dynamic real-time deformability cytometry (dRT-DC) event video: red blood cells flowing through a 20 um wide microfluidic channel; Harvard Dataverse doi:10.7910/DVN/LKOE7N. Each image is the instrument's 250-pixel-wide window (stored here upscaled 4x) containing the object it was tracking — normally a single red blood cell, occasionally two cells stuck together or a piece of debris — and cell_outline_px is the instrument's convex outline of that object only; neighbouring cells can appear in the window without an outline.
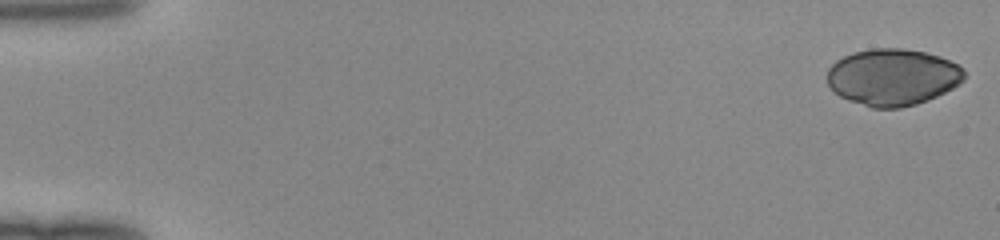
{"species": "human", "species_latin": "Homo sapiens", "temperature_condition": "room temperature", "stored_images_in_passage": 49, "camera_frame_rate_fps": 3000, "um_per_image_px": 0.085, "donor": {"sex": "female"}, "frame": {"image": 1, "passage_image": 1, "time_ms": 0.0, "image_size_px": [1000, 240], "cell_outline_px": [[964, 80], [960, 84], [928, 100], [916, 104], [900, 108], [872, 108], [848, 100], [840, 96], [828, 84], [828, 68], [836, 60], [852, 52], [872, 48], [904, 48], [924, 52], [940, 56], [960, 64], [964, 68]], "centroid_in_image_um": [75.9, 6.54], "position_along_channel_um": 9.1, "area_um2": 45.55}}
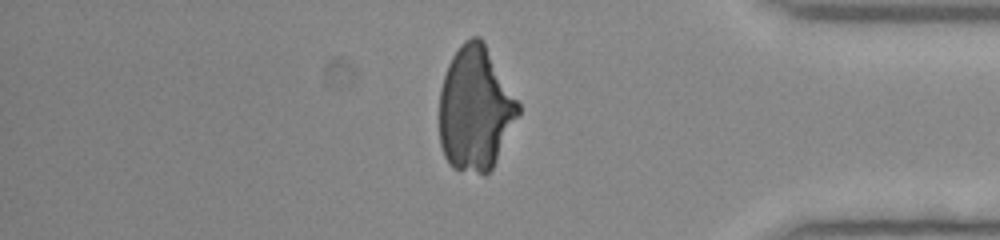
{"frame": {"image": 2, "passage_image": 42, "time_ms": 13.667, "image_size_px": [1000, 240], "cell_outline_px": [[520, 112], [492, 168], [484, 176], [452, 168], [444, 156], [440, 144], [440, 88], [448, 64], [452, 56], [460, 44], [464, 40], [472, 36], [480, 36], [484, 40], [520, 104]], "centroid_in_image_um": [40.4, 9.23], "position_along_channel_um": 394.8, "area_um2": 57.4}}
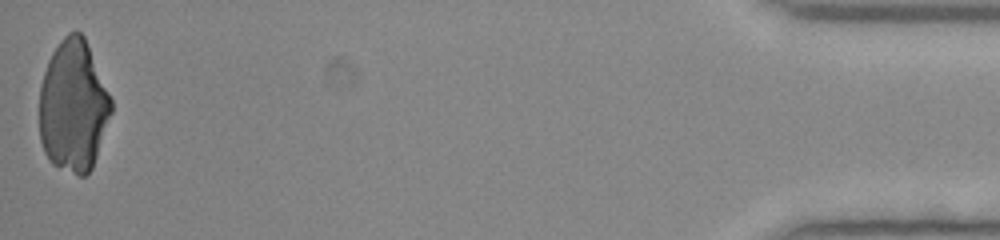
{"frame": {"image": 3, "passage_image": 49, "time_ms": 16.0, "image_size_px": [1000, 240], "cell_outline_px": [[112, 112], [92, 168], [84, 176], [76, 176], [52, 164], [48, 160], [44, 152], [40, 140], [40, 84], [48, 60], [52, 52], [60, 40], [68, 32], [80, 32], [84, 36], [112, 100]], "centroid_in_image_um": [6.22, 9.04], "position_along_channel_um": 429.0, "area_um2": 55.2}}